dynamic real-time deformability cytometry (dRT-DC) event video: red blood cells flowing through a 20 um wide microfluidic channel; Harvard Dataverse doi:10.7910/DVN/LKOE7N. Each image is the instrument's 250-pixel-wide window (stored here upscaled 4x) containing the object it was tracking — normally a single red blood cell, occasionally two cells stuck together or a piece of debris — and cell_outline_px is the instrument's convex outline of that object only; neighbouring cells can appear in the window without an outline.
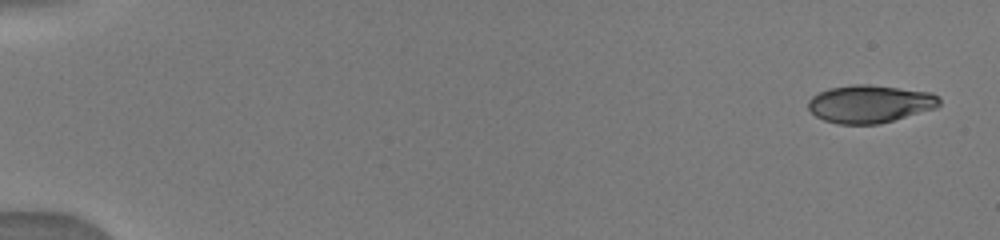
{"species": "human", "species_latin": "Homo sapiens", "temperature_condition": "warm", "stored_images_in_passage": 38, "camera_frame_rate_fps": 3000, "um_per_image_px": 0.085, "donor": {"sex": "male"}, "frame": {"image": 1, "passage_image": 1, "time_ms": 0.0, "image_size_px": [1000, 240], "cell_outline_px": [[940, 104], [936, 108], [880, 124], [836, 124], [824, 120], [816, 116], [808, 108], [808, 100], [812, 96], [828, 88], [852, 84], [868, 84], [932, 92], [940, 100]], "centroid_in_image_um": [73.93, 8.83], "position_along_channel_um": 11.1, "area_um2": 28.96}}
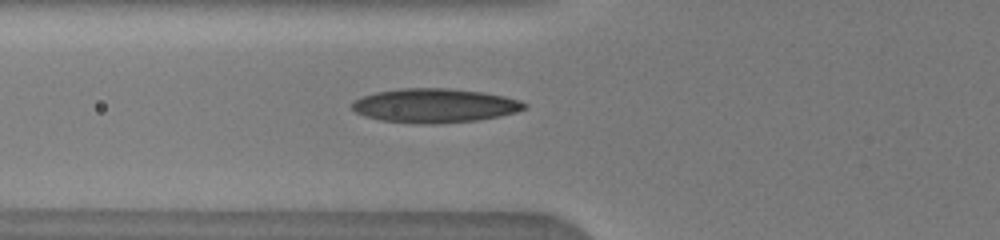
{"frame": {"image": 2, "passage_image": 16, "time_ms": 6.0, "image_size_px": [1000, 240], "cell_outline_px": [[528, 108], [516, 112], [500, 116], [476, 120], [432, 124], [424, 124], [380, 120], [364, 116], [356, 112], [352, 108], [352, 100], [376, 92], [400, 88], [448, 88], [484, 92], [504, 96], [520, 100], [528, 104]], "centroid_in_image_um": [36.97, 8.97], "position_along_channel_um": 88.8, "area_um2": 34.33}}
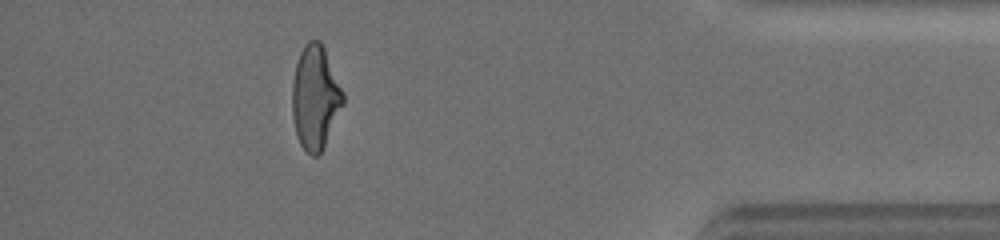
{"frame": {"image": 3, "passage_image": 34, "time_ms": 14.667, "image_size_px": [1000, 240], "cell_outline_px": [[344, 104], [320, 152], [316, 156], [312, 156], [300, 144], [296, 136], [292, 116], [292, 84], [296, 64], [300, 52], [304, 44], [308, 40], [320, 40], [324, 48], [344, 92]], "centroid_in_image_um": [26.78, 8.26], "position_along_channel_um": 408.4, "area_um2": 30.58}}